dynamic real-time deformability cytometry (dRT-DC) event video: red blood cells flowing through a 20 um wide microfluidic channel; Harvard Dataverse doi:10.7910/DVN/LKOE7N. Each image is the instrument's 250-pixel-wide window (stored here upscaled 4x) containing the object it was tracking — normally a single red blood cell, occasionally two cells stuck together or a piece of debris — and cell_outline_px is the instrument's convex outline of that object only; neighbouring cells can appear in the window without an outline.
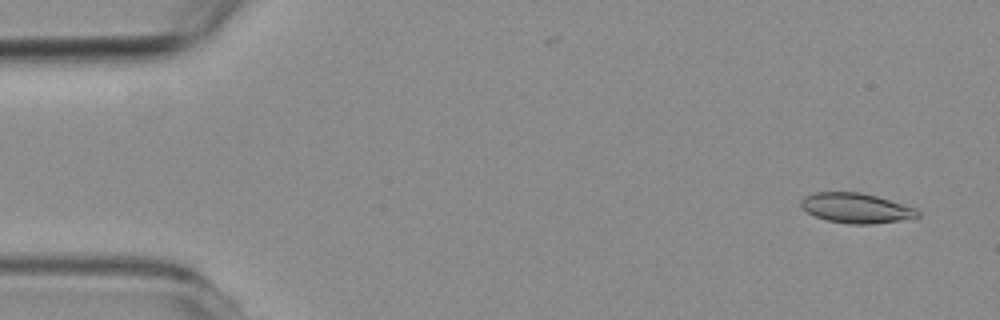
{"species": "common noctule bat (a hibernating species)", "species_latin": "Nyctalus noctula", "temperature_condition": "room temperature", "stored_images_in_passage": 55, "camera_frame_rate_fps": 3000, "um_per_image_px": 0.085, "animal": {"sex": "female", "body_mass_g": 19.3, "forearm_length_mm": 54.1}, "frame": {"image": 1, "passage_image": 3, "time_ms": 0.667, "image_size_px": [1000, 320], "cell_outline_px": [[920, 216], [872, 224], [848, 224], [828, 220], [816, 216], [808, 212], [800, 204], [800, 200], [804, 196], [816, 192], [860, 192], [876, 196], [916, 208], [920, 212]], "centroid_in_image_um": [72.75, 17.68], "position_along_channel_um": 12.3, "area_um2": 20.06}}
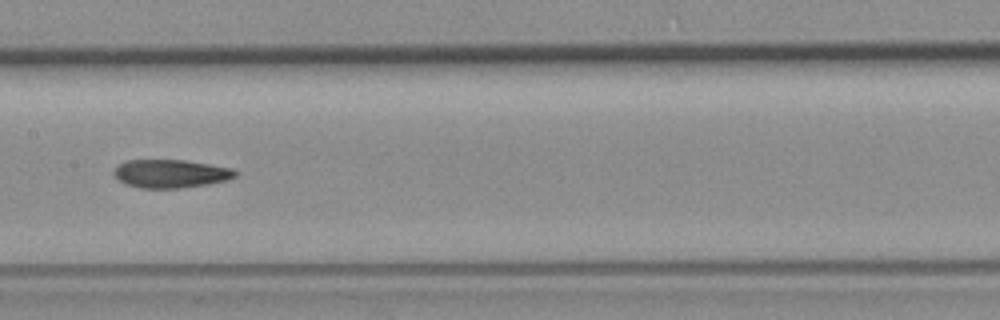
{"frame": {"image": 2, "passage_image": 27, "time_ms": 8.667, "image_size_px": [1000, 320], "cell_outline_px": [[240, 172], [236, 176], [228, 180], [208, 184], [180, 188], [140, 188], [124, 184], [112, 172], [124, 160], [184, 160], [232, 168]], "centroid_in_image_um": [14.53, 14.76], "position_along_channel_um": 192.9, "area_um2": 20.06}}
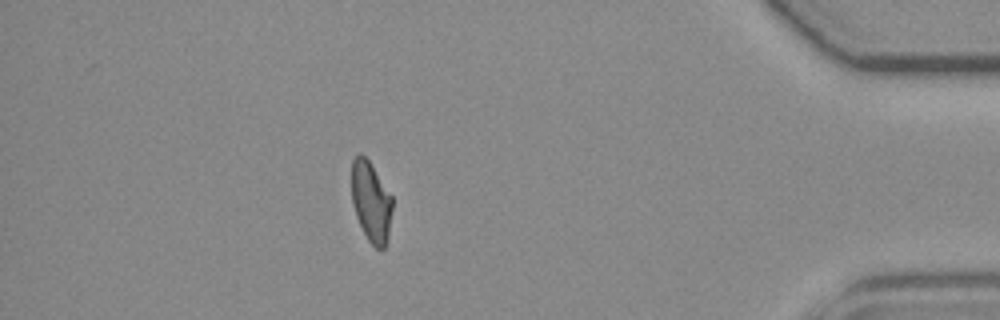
{"frame": {"image": 3, "passage_image": 48, "time_ms": 15.667, "image_size_px": [1000, 320], "cell_outline_px": [[392, 208], [388, 240], [384, 248], [376, 248], [368, 240], [356, 216], [352, 204], [352, 160], [360, 152], [368, 160], [392, 196]], "centroid_in_image_um": [31.54, 17.15], "position_along_channel_um": 403.7, "area_um2": 18.9}, "authors_computed_cell_mechanics": {"area_um2": 20.4612, "velocity_mm_per_s": 3.7262, "shape_relaxation_time_tau1_ms": 7.828, "shape_relaxation_time_tau2_ms": 3.2608, "deformation_change_tau1": 0.2069, "deformation_change_tau2": 0.1031}}